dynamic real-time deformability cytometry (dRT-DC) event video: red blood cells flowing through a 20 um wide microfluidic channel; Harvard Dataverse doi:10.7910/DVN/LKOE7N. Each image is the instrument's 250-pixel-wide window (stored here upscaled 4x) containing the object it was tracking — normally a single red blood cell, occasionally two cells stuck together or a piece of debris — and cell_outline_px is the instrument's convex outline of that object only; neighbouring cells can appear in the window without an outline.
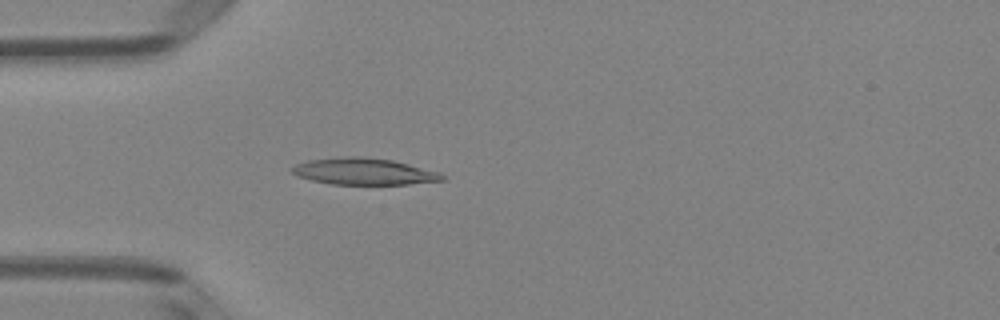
{"species": "Egyptian fruit bat (a non-hibernating species)", "species_latin": "Rousettus aegyptiacus", "temperature_condition": "room temperature", "stored_images_in_passage": 41, "camera_frame_rate_fps": 3000, "um_per_image_px": 0.085, "animal": {"sex": "female"}, "frame": {"image": 1, "passage_image": 5, "time_ms": 1.333, "image_size_px": [1000, 320], "cell_outline_px": [[444, 180], [408, 184], [332, 184], [312, 180], [296, 176], [288, 168], [296, 164], [308, 160], [348, 156], [360, 156], [392, 160], [440, 172], [444, 176]], "centroid_in_image_um": [30.89, 14.57], "position_along_channel_um": 54.1, "area_um2": 23.24}}
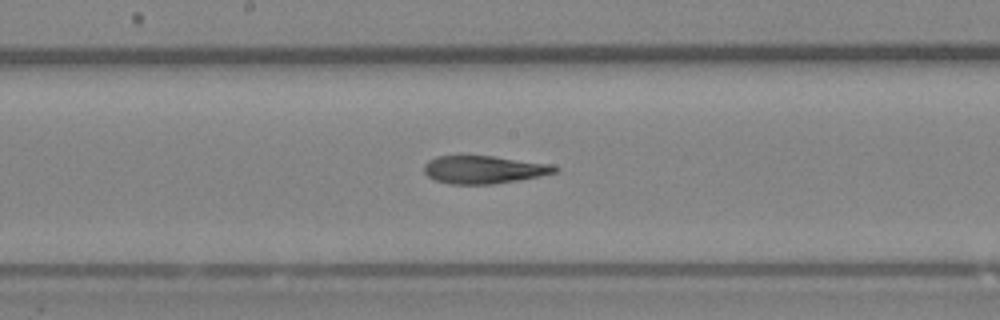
{"frame": {"image": 2, "passage_image": 17, "time_ms": 5.333, "image_size_px": [1000, 320], "cell_outline_px": [[560, 168], [556, 172], [520, 180], [492, 184], [448, 184], [436, 180], [428, 176], [424, 172], [424, 164], [428, 160], [436, 156], [492, 156], [552, 164]], "centroid_in_image_um": [41.12, 14.42], "position_along_channel_um": 207.1, "area_um2": 21.21}}
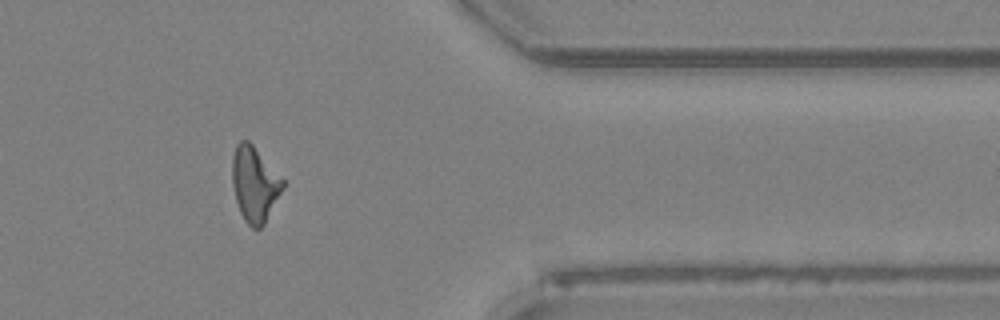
{"frame": {"image": 3, "passage_image": 32, "time_ms": 10.333, "image_size_px": [1000, 320], "cell_outline_px": [[284, 188], [264, 224], [260, 228], [252, 228], [244, 220], [240, 212], [236, 200], [232, 184], [232, 156], [236, 144], [240, 140], [248, 140], [252, 144], [284, 180]], "centroid_in_image_um": [21.63, 15.65], "position_along_channel_um": 389.8, "area_um2": 22.08}, "authors_computed_cell_mechanics": {"area_um2": 21.7906, "velocity_mm_per_s": 4.0094, "shape_relaxation_time_tau1_ms": null, "shape_relaxation_time_tau2_ms": 6.0616, "deformation_change_tau1": null, "deformation_change_tau2": 0.1758}}